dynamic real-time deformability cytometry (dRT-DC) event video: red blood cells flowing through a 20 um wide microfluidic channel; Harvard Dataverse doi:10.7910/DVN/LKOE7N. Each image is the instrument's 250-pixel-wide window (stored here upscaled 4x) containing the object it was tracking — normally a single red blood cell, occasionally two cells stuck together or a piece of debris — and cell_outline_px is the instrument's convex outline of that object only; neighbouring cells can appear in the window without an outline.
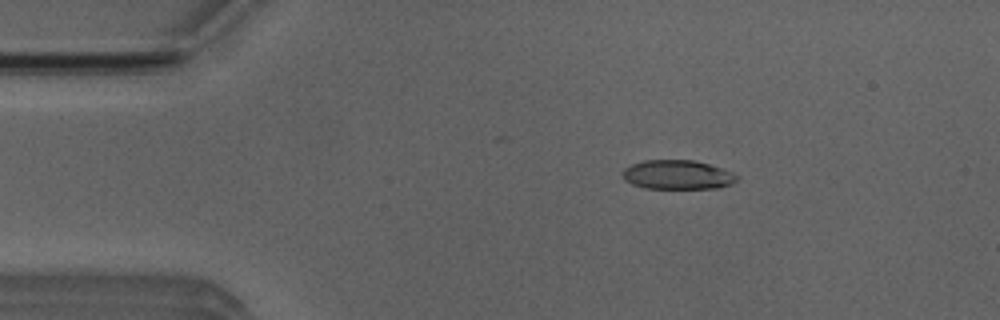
{"species": "Egyptian fruit bat (a non-hibernating species)", "species_latin": "Rousettus aegyptiacus", "temperature_condition": "room temperature", "stored_images_in_passage": 41, "camera_frame_rate_fps": 3000, "um_per_image_px": 0.085, "animal": {"sex": "male"}, "frame": {"image": 1, "passage_image": 9, "time_ms": 2.667, "image_size_px": [1000, 320], "cell_outline_px": [[740, 176], [732, 184], [716, 188], [644, 188], [632, 184], [624, 180], [624, 168], [632, 164], [644, 160], [692, 160], [708, 164], [732, 172]], "centroid_in_image_um": [57.59, 14.85], "position_along_channel_um": 27.4, "area_um2": 19.31}}
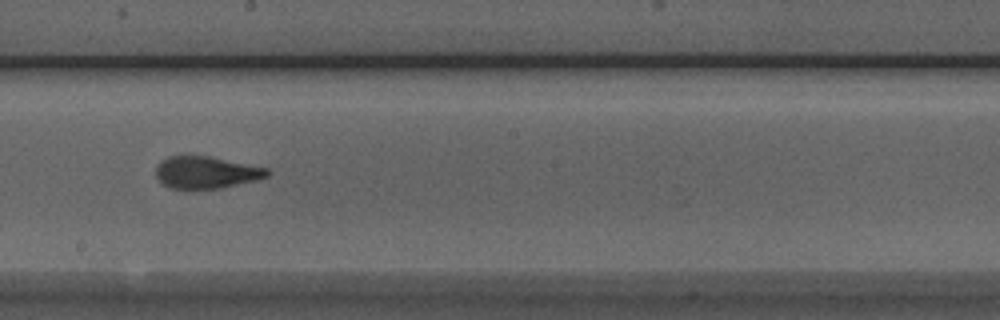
{"frame": {"image": 2, "passage_image": 29, "time_ms": 9.333, "image_size_px": [1000, 320], "cell_outline_px": [[268, 176], [256, 180], [220, 188], [168, 188], [156, 176], [156, 164], [160, 160], [168, 156], [208, 156], [268, 168]], "centroid_in_image_um": [17.49, 14.64], "position_along_channel_um": 230.7, "area_um2": 20.58}}
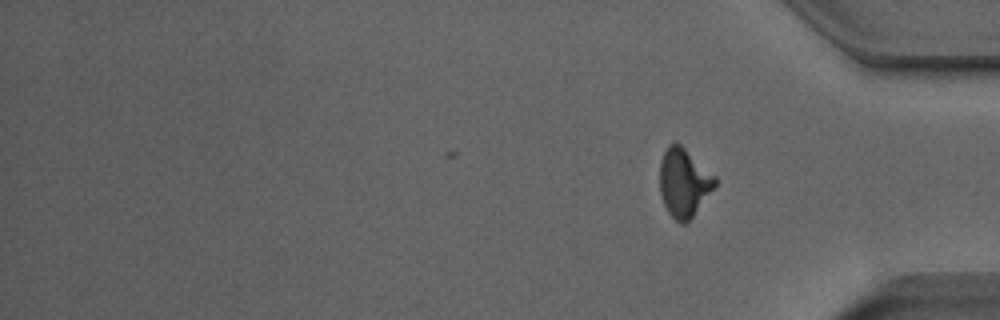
{"frame": {"image": 3, "passage_image": 41, "time_ms": 13.333, "image_size_px": [1000, 320], "cell_outline_px": [[716, 184], [692, 216], [684, 224], [680, 224], [668, 212], [660, 196], [660, 160], [668, 144], [680, 144], [716, 176]], "centroid_in_image_um": [58.1, 15.51], "position_along_channel_um": 377.1, "area_um2": 21.68}, "authors_computed_cell_mechanics": {"area_um2": 20.808, "velocity_mm_per_s": 3.8656, "shape_relaxation_time_tau1_ms": 7.9241, "shape_relaxation_time_tau2_ms": 1.0526, "deformation_change_tau1": 0.2406, "deformation_change_tau2": 0.0875}}